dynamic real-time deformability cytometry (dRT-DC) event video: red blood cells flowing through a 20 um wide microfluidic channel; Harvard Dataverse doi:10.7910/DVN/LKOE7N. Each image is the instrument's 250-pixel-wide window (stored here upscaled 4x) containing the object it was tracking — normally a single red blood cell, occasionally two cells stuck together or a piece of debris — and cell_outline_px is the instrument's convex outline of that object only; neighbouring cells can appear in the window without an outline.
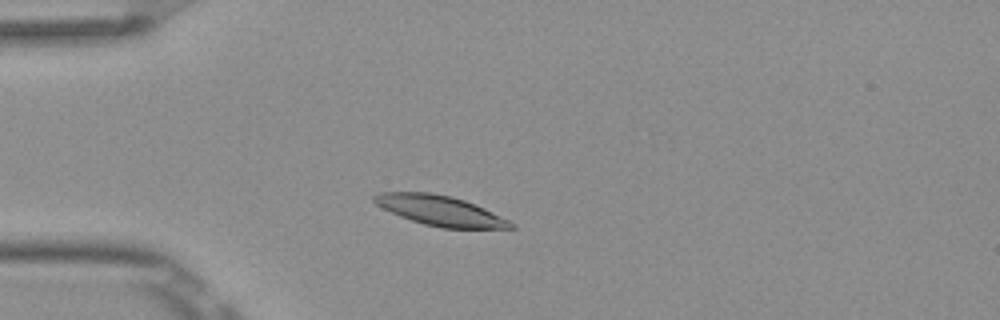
{"species": "Egyptian fruit bat (a non-hibernating species)", "species_latin": "Rousettus aegyptiacus", "temperature_condition": "room temperature", "stored_images_in_passage": 4, "camera_frame_rate_fps": 3000, "um_per_image_px": 0.085, "frame": {"image": 1, "passage_image": 3, "time_ms": 0.667, "image_size_px": [1000, 320], "cell_outline_px": [[516, 228], [440, 228], [424, 224], [400, 216], [376, 204], [372, 200], [372, 196], [380, 192], [432, 192], [452, 196], [464, 200], [484, 208], [516, 224]], "centroid_in_image_um": [37.41, 17.89], "position_along_channel_um": 47.6, "area_um2": 23.76}}